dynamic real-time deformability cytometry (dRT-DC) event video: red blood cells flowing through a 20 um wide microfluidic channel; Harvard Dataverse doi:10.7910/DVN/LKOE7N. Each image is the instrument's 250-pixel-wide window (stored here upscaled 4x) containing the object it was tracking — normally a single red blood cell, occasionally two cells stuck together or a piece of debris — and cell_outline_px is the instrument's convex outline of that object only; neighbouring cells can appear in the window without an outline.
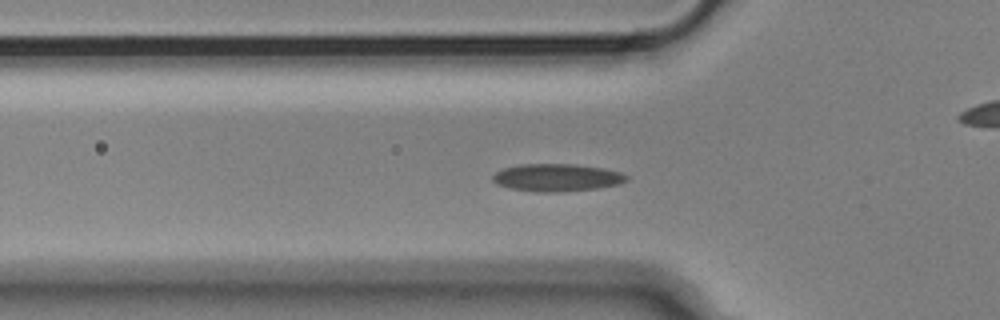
{"species": "Egyptian fruit bat (a non-hibernating species)", "species_latin": "Rousettus aegyptiacus", "temperature_condition": "cold", "stored_images_in_passage": 46, "camera_frame_rate_fps": 3000, "um_per_image_px": 0.085, "animal": {"sex": "male"}, "frame": {"image": 1, "passage_image": 8, "time_ms": 2.333, "image_size_px": [1000, 320], "cell_outline_px": [[628, 180], [620, 184], [600, 188], [560, 192], [536, 192], [512, 188], [496, 184], [492, 180], [492, 176], [496, 172], [504, 168], [520, 164], [576, 164], [604, 168], [620, 172], [628, 176]], "centroid_in_image_um": [47.36, 15.09], "position_along_channel_um": 78.4, "area_um2": 21.62}}
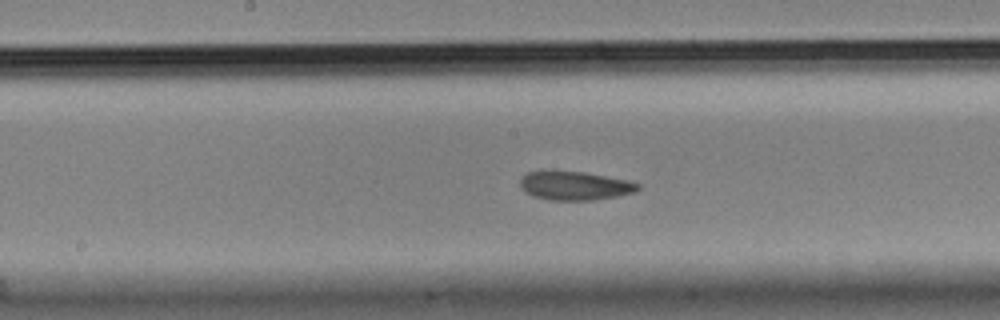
{"frame": {"image": 2, "passage_image": 18, "time_ms": 5.667, "image_size_px": [1000, 320], "cell_outline_px": [[640, 188], [636, 192], [616, 196], [592, 200], [548, 200], [532, 196], [524, 192], [520, 184], [520, 180], [528, 172], [584, 172], [628, 180], [640, 184]], "centroid_in_image_um": [48.88, 15.81], "position_along_channel_um": 199.3, "area_um2": 19.48}}
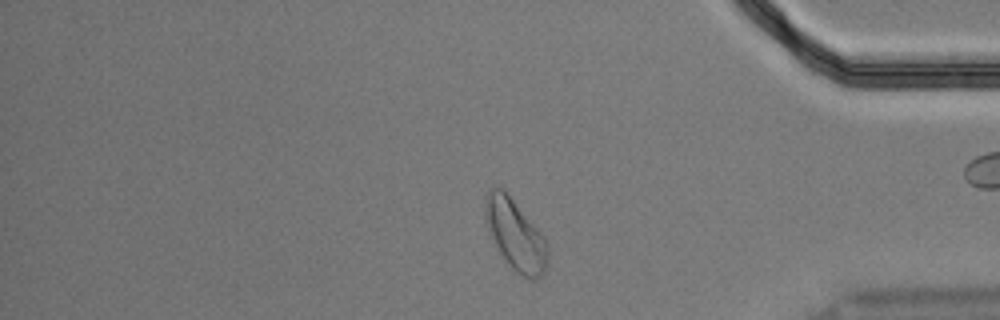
{"frame": {"image": 3, "passage_image": 36, "time_ms": 11.667, "image_size_px": [1000, 320], "cell_outline_px": [[548, 264], [544, 272], [540, 276], [524, 276], [516, 272], [508, 264], [500, 252], [488, 232], [484, 216], [484, 200], [488, 192], [492, 188], [504, 188], [544, 236], [548, 244]], "centroid_in_image_um": [43.79, 19.91], "position_along_channel_um": 391.4, "area_um2": 25.61}}